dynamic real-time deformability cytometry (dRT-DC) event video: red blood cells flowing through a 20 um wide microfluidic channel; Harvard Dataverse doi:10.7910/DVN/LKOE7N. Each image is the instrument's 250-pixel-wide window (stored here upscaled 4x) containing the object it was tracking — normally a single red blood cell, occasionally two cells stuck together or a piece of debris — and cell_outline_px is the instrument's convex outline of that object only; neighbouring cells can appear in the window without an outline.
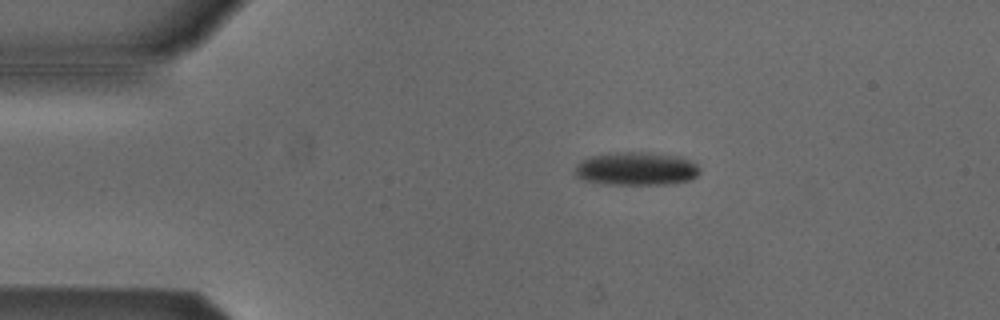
{"species": "Egyptian fruit bat (a non-hibernating species)", "species_latin": "Rousettus aegyptiacus", "temperature_condition": "cold", "stored_images_in_passage": 40, "camera_frame_rate_fps": 3000, "um_per_image_px": 0.085, "animal": {"sex": "male"}, "frame": {"image": 1, "passage_image": 9, "time_ms": 2.667, "image_size_px": [1000, 320], "cell_outline_px": [[700, 172], [692, 180], [676, 184], [604, 184], [584, 180], [576, 176], [572, 172], [576, 164], [580, 160], [592, 156], [608, 152], [648, 152], [676, 156], [688, 160], [696, 164], [700, 168]], "centroid_in_image_um": [54.05, 14.35], "position_along_channel_um": 30.9, "area_um2": 24.57}}
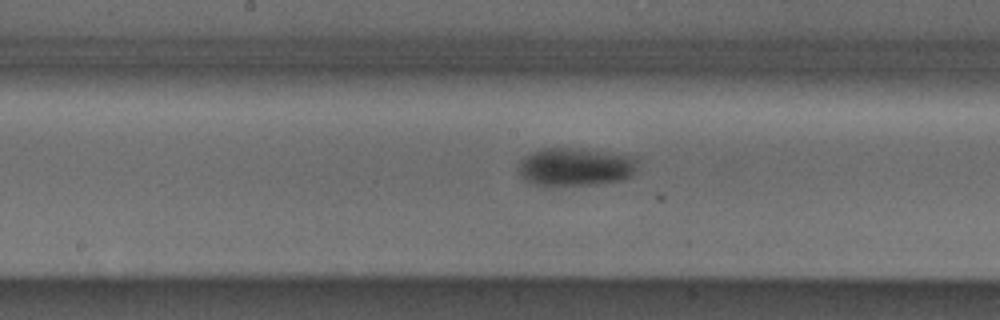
{"frame": {"image": 2, "passage_image": 26, "time_ms": 8.333, "image_size_px": [1000, 320], "cell_outline_px": [[636, 168], [624, 180], [596, 184], [552, 188], [548, 188], [528, 184], [520, 176], [520, 160], [532, 152], [544, 148], [568, 148], [636, 156]], "centroid_in_image_um": [48.83, 14.24], "position_along_channel_um": 199.4, "area_um2": 26.88}}
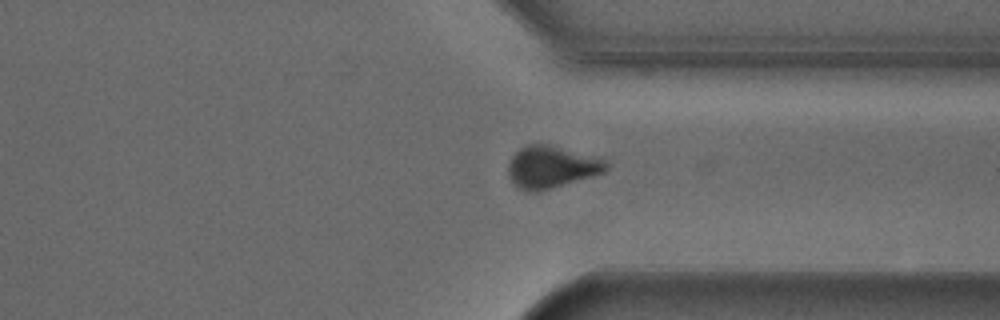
{"frame": {"image": 3, "passage_image": 39, "time_ms": 12.667, "image_size_px": [1000, 320], "cell_outline_px": [[608, 168], [604, 172], [592, 176], [536, 192], [528, 192], [512, 184], [508, 172], [508, 164], [512, 156], [520, 148], [528, 144], [548, 144], [604, 156], [608, 160]], "centroid_in_image_um": [46.93, 14.16], "position_along_channel_um": 364.5, "area_um2": 24.51}, "authors_computed_cell_mechanics": {"area_um2": 25.8366, "velocity_mm_per_s": 3.8274, "shape_relaxation_time_tau1_ms": 3.026, "shape_relaxation_time_tau2_ms": null, "deformation_change_tau1": 0.0998, "deformation_change_tau2": null}}